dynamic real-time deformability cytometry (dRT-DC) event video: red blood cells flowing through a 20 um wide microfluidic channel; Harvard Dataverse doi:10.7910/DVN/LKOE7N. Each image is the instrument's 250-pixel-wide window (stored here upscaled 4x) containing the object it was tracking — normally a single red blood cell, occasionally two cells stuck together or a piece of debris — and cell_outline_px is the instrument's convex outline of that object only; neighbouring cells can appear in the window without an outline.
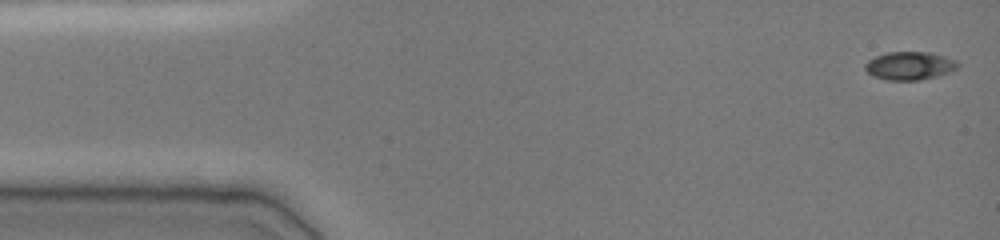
{"species": "common noctule bat (a hibernating species)", "species_latin": "Nyctalus noctula", "temperature_condition": "cold", "stored_images_in_passage": 48, "camera_frame_rate_fps": 3000, "um_per_image_px": 0.085, "animal": {"sex": "female", "body_mass_g": 19.0, "forearm_length_mm": 51.5}, "frame": {"image": 1, "passage_image": 1, "time_ms": 0.0, "image_size_px": [1000, 240], "cell_outline_px": [[960, 64], [956, 68], [948, 72], [936, 76], [920, 80], [888, 80], [872, 76], [864, 68], [864, 64], [868, 60], [876, 56], [888, 52], [932, 52], [956, 60]], "centroid_in_image_um": [77.3, 5.58], "position_along_channel_um": 7.7, "area_um2": 15.2}}
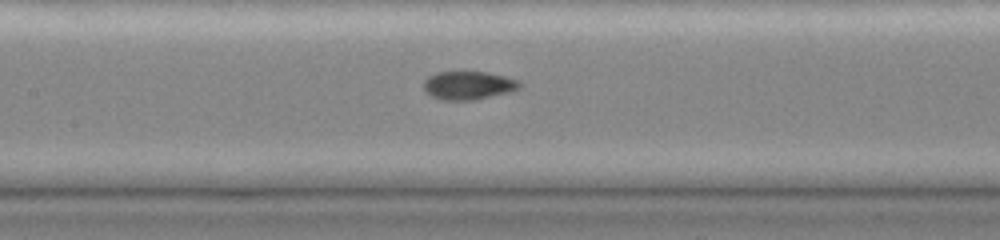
{"frame": {"image": 2, "passage_image": 22, "time_ms": 7.0, "image_size_px": [1000, 240], "cell_outline_px": [[520, 88], [508, 92], [472, 100], [440, 100], [424, 92], [424, 80], [428, 76], [436, 72], [488, 72], [520, 80]], "centroid_in_image_um": [39.78, 7.25], "position_along_channel_um": 167.6, "area_um2": 15.84}}
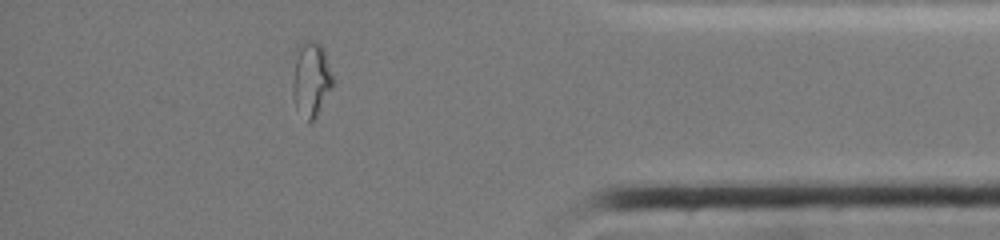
{"frame": {"image": 3, "passage_image": 42, "time_ms": 13.667, "image_size_px": [1000, 240], "cell_outline_px": [[332, 88], [316, 116], [312, 120], [308, 120], [296, 108], [292, 92], [292, 84], [296, 48], [300, 44], [312, 40], [320, 44], [324, 48], [332, 76]], "centroid_in_image_um": [26.43, 6.7], "position_along_channel_um": 408.8, "area_um2": 17.22}}